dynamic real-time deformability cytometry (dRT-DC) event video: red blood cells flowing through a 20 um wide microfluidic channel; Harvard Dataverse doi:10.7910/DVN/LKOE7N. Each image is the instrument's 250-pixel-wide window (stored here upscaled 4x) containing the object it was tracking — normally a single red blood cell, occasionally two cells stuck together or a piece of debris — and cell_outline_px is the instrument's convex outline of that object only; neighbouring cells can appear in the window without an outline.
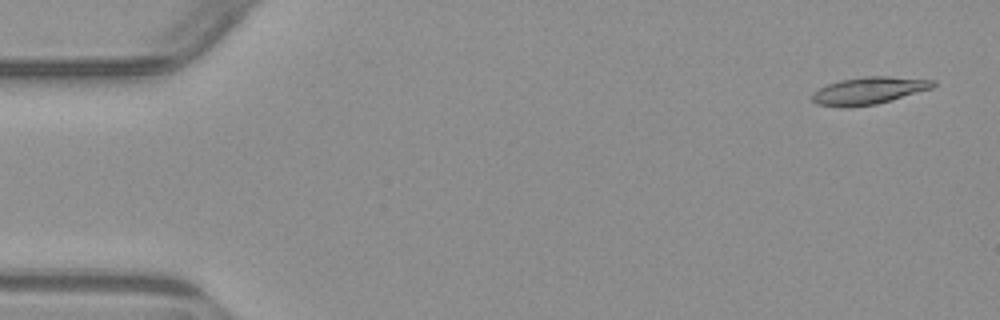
{"species": "common noctule bat (a hibernating species)", "species_latin": "Nyctalus noctula", "temperature_condition": "warm", "stored_images_in_passage": 6, "camera_frame_rate_fps": 3000, "um_per_image_px": 0.085, "animal": {"sex": "male", "body_mass_g": 23.1, "forearm_length_mm": 52.7}, "frame": {"image": 1, "passage_image": 1, "time_ms": 0.0, "image_size_px": [1000, 320], "cell_outline_px": [[936, 84], [932, 88], [892, 100], [876, 104], [848, 108], [844, 108], [816, 104], [812, 100], [812, 92], [828, 84], [840, 80], [864, 76], [888, 76], [936, 80]], "centroid_in_image_um": [73.84, 7.71], "position_along_channel_um": 11.2, "area_um2": 19.36}}
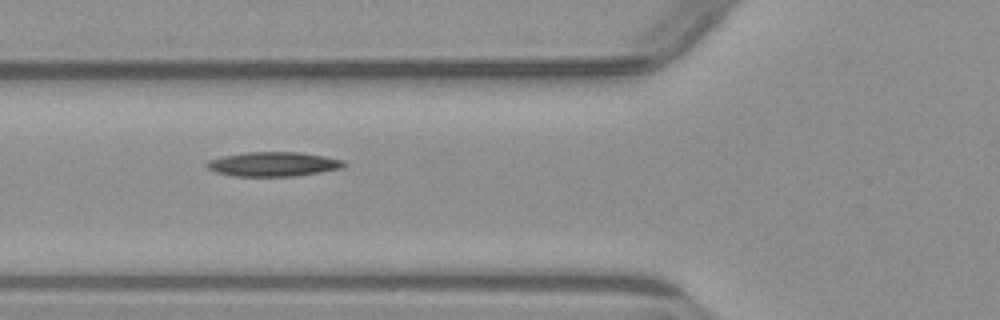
{"frame": {"image": 2, "passage_image": 5, "time_ms": 5.667, "image_size_px": [1000, 320], "cell_outline_px": [[348, 164], [340, 168], [320, 172], [296, 176], [232, 176], [216, 172], [208, 168], [204, 164], [208, 160], [220, 156], [248, 152], [300, 152], [324, 156], [344, 160]], "centroid_in_image_um": [23.21, 13.95], "position_along_channel_um": 102.6, "area_um2": 19.59}}
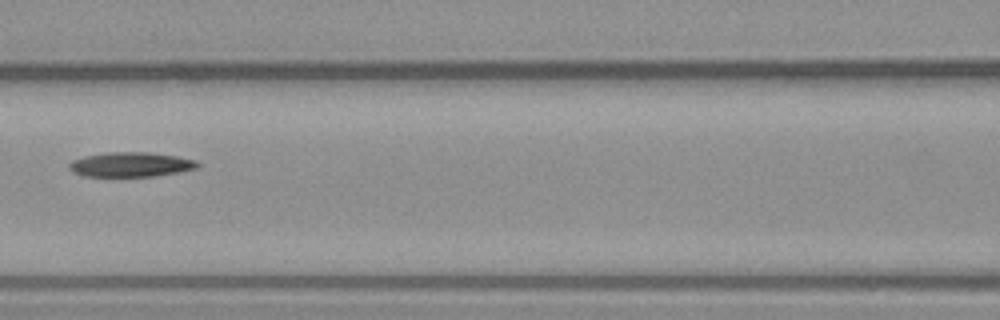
{"frame": {"image": 3, "passage_image": 6, "time_ms": 7.0, "image_size_px": [1000, 320], "cell_outline_px": [[200, 164], [196, 168], [176, 172], [152, 176], [84, 176], [72, 172], [68, 168], [68, 164], [72, 160], [84, 156], [108, 152], [148, 152], [176, 156], [196, 160]], "centroid_in_image_um": [11.06, 13.98], "position_along_channel_um": 155.5, "area_um2": 18.32}}